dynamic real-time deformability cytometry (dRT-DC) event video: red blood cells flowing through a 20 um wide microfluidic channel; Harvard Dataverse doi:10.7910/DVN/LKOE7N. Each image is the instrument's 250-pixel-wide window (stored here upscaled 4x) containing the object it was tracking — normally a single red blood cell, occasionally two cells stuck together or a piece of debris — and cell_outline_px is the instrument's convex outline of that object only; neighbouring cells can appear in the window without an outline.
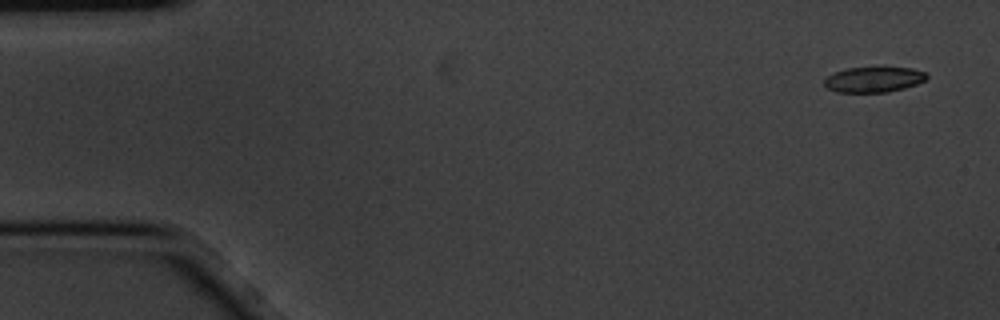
{"species": "common noctule bat (a hibernating species)", "species_latin": "Nyctalus noctula", "temperature_condition": "cold", "stored_images_in_passage": 4, "camera_frame_rate_fps": 3000, "um_per_image_px": 0.085, "animal": {"sex": "male", "body_mass_g": 20.1, "forearm_length_mm": 53.5}, "frame": {"image": 1, "passage_image": 1, "time_ms": 0.0, "image_size_px": [1000, 320], "cell_outline_px": [[928, 76], [924, 80], [916, 84], [904, 88], [888, 92], [836, 92], [828, 88], [824, 84], [824, 80], [832, 72], [844, 68], [880, 64], [912, 68], [924, 72]], "centroid_in_image_um": [74.25, 6.69], "position_along_channel_um": 10.7, "area_um2": 16.01}}
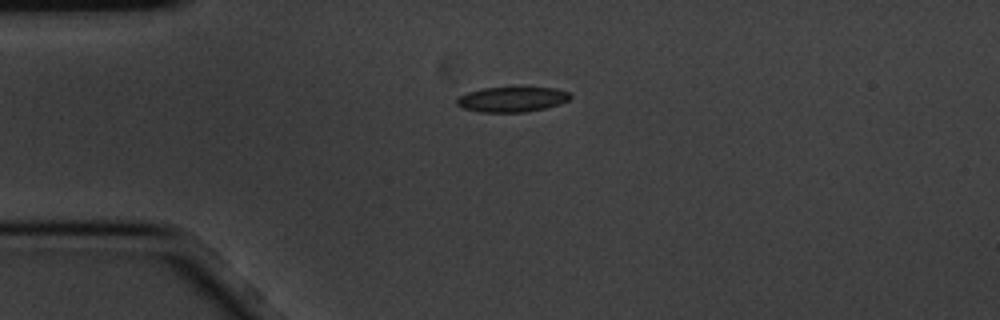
{"frame": {"image": 2, "passage_image": 2, "time_ms": 0.333, "image_size_px": [1000, 320], "cell_outline_px": [[572, 96], [568, 100], [560, 104], [544, 108], [524, 112], [480, 112], [460, 108], [456, 104], [456, 100], [460, 96], [468, 92], [484, 88], [520, 84], [556, 88], [568, 92]], "centroid_in_image_um": [43.54, 8.39], "position_along_channel_um": 41.5, "area_um2": 17.51}}
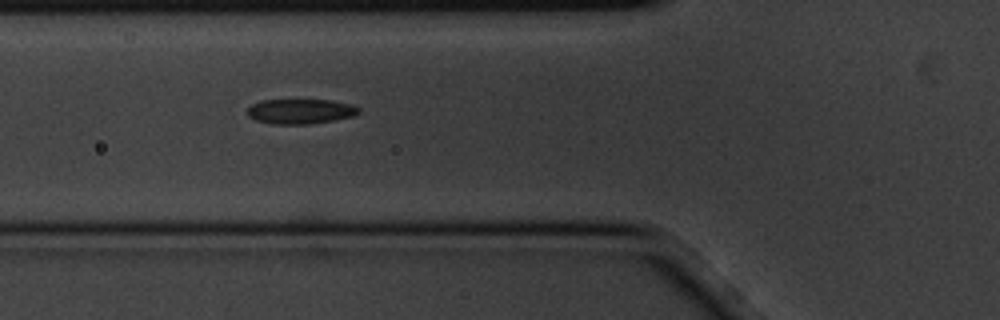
{"frame": {"image": 3, "passage_image": 4, "time_ms": 1.0, "image_size_px": [1000, 320], "cell_outline_px": [[360, 112], [352, 116], [332, 120], [308, 124], [272, 124], [256, 120], [248, 116], [248, 108], [252, 104], [260, 100], [332, 100], [348, 104], [360, 108]], "centroid_in_image_um": [25.5, 9.46], "position_along_channel_um": 100.3, "area_um2": 16.01}}